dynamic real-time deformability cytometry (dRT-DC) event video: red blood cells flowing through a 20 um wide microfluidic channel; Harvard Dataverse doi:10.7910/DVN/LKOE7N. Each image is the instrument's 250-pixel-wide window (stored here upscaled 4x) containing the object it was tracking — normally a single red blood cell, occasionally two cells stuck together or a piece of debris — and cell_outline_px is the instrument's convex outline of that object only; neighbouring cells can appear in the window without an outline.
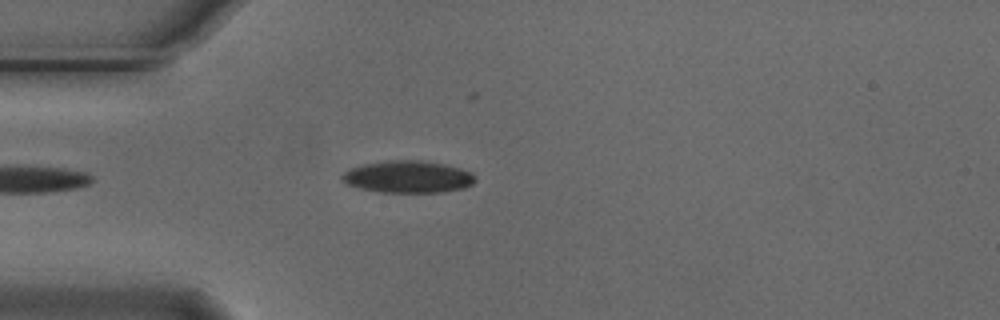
{"species": "Egyptian fruit bat (a non-hibernating species)", "species_latin": "Rousettus aegyptiacus", "temperature_condition": "cold", "stored_images_in_passage": 45, "camera_frame_rate_fps": 3000, "um_per_image_px": 0.085, "animal": {"sex": "male"}, "frame": {"image": 1, "passage_image": 5, "time_ms": 1.333, "image_size_px": [1000, 320], "cell_outline_px": [[476, 180], [472, 184], [464, 188], [444, 192], [380, 192], [360, 188], [348, 184], [340, 180], [340, 176], [344, 172], [352, 168], [364, 164], [388, 160], [420, 160], [444, 164], [460, 168], [472, 172], [476, 176]], "centroid_in_image_um": [34.7, 15.03], "position_along_channel_um": 50.3, "area_um2": 24.97}}
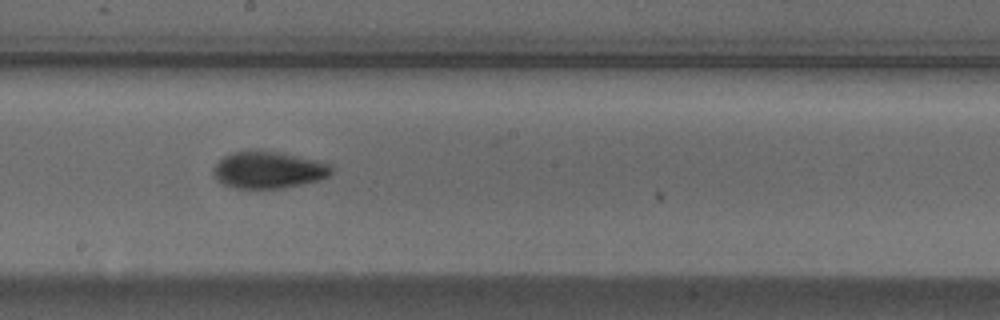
{"frame": {"image": 2, "passage_image": 20, "time_ms": 6.333, "image_size_px": [1000, 320], "cell_outline_px": [[332, 172], [328, 176], [320, 180], [280, 188], [236, 188], [220, 184], [216, 180], [212, 172], [212, 168], [224, 156], [232, 152], [252, 148], [256, 148], [316, 160], [328, 164], [332, 168]], "centroid_in_image_um": [22.74, 14.42], "position_along_channel_um": 225.5, "area_um2": 25.61}}
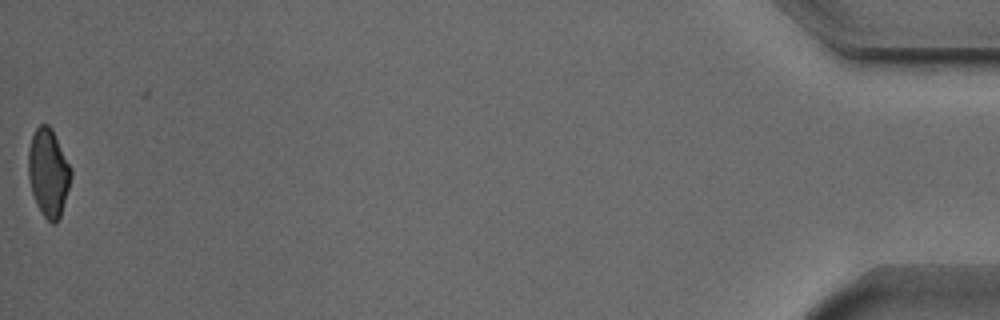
{"frame": {"image": 3, "passage_image": 45, "time_ms": 14.667, "image_size_px": [1000, 320], "cell_outline_px": [[72, 176], [60, 216], [56, 224], [52, 224], [40, 212], [36, 204], [32, 192], [28, 176], [28, 148], [32, 136], [36, 128], [40, 124], [48, 124], [52, 128], [72, 168]], "centroid_in_image_um": [4.11, 14.66], "position_along_channel_um": 431.1, "area_um2": 22.02}, "authors_computed_cell_mechanics": {"area_um2": 23.8136, "velocity_mm_per_s": 3.707, "shape_relaxation_time_tau1_ms": 3.2181, "shape_relaxation_time_tau2_ms": 1.4342, "deformation_change_tau1": 0.1208, "deformation_change_tau2": 0.0585}}